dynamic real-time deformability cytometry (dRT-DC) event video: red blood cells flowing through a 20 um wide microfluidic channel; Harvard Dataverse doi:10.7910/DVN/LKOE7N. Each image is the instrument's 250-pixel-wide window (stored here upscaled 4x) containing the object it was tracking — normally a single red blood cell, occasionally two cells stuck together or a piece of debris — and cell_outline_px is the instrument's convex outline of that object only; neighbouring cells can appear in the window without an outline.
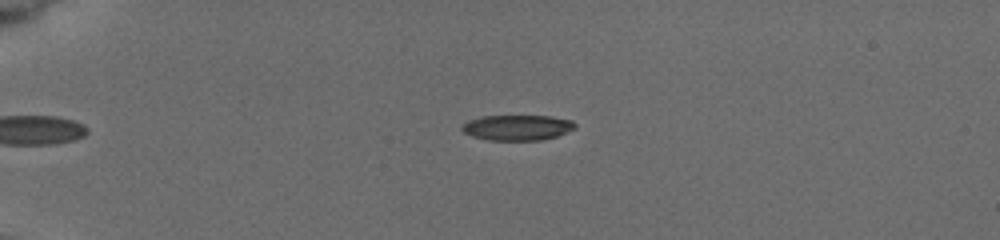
{"species": "common noctule bat (a hibernating species)", "species_latin": "Nyctalus noctula", "temperature_condition": "cold", "stored_images_in_passage": 18, "camera_frame_rate_fps": 3000, "um_per_image_px": 0.085, "animal": {"sex": "female", "body_mass_g": 19.5, "forearm_length_mm": 54.1}, "frame": {"image": 1, "passage_image": 2, "time_ms": 0.333, "image_size_px": [1000, 240], "cell_outline_px": [[576, 128], [556, 136], [540, 140], [488, 140], [472, 136], [464, 132], [460, 128], [468, 120], [480, 116], [552, 116], [572, 120], [576, 124]], "centroid_in_image_um": [43.97, 10.84], "position_along_channel_um": 41.0, "area_um2": 16.76}}
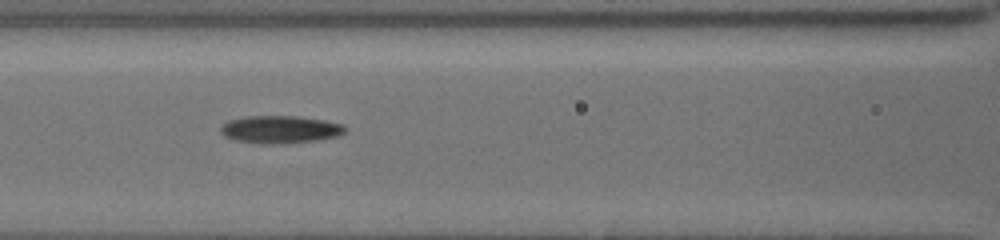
{"frame": {"image": 2, "passage_image": 13, "time_ms": 4.333, "image_size_px": [1000, 240], "cell_outline_px": [[344, 132], [336, 136], [316, 140], [288, 144], [260, 144], [236, 140], [224, 136], [220, 132], [220, 128], [228, 120], [248, 116], [292, 116], [320, 120], [344, 124]], "centroid_in_image_um": [23.76, 11.02], "position_along_channel_um": 142.8, "area_um2": 19.88}}
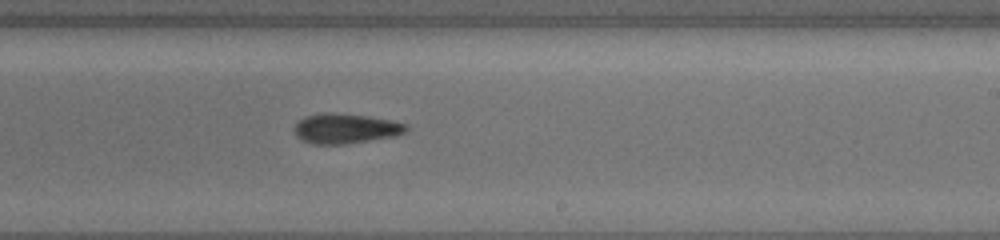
{"frame": {"image": 3, "passage_image": 18, "time_ms": 7.333, "image_size_px": [1000, 240], "cell_outline_px": [[408, 128], [404, 132], [396, 136], [348, 144], [312, 144], [296, 136], [296, 124], [300, 120], [308, 116], [328, 112], [336, 112], [368, 116], [408, 124]], "centroid_in_image_um": [29.41, 10.93], "position_along_channel_um": 259.6, "area_um2": 19.36}}